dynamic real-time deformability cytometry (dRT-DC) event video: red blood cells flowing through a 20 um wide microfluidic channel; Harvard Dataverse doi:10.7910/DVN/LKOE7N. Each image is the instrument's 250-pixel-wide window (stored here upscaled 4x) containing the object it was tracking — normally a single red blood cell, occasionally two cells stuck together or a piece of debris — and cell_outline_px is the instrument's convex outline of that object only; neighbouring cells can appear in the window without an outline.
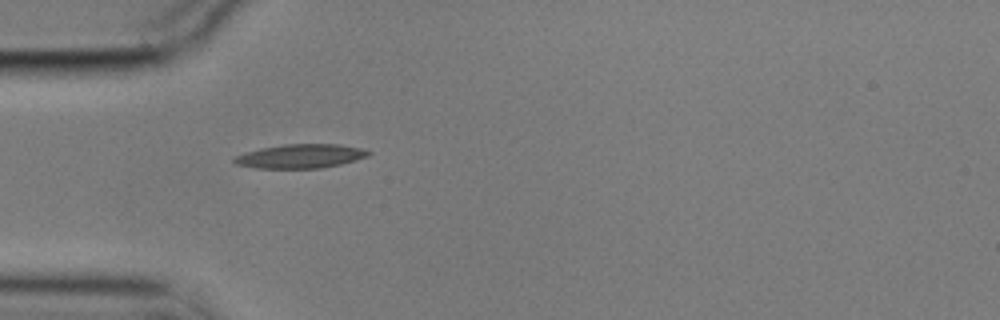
{"species": "common noctule bat (a hibernating species)", "species_latin": "Nyctalus noctula", "temperature_condition": "cold", "stored_images_in_passage": 41, "camera_frame_rate_fps": 3000, "um_per_image_px": 0.085, "animal": {"sex": "male", "body_mass_g": 17.9}, "frame": {"image": 1, "passage_image": 1, "time_ms": 0.0, "image_size_px": [1000, 320], "cell_outline_px": [[372, 152], [368, 156], [356, 160], [340, 164], [320, 168], [256, 168], [236, 164], [232, 160], [236, 156], [244, 152], [260, 148], [284, 144], [340, 144], [360, 148]], "centroid_in_image_um": [25.53, 13.27], "position_along_channel_um": 59.5, "area_um2": 18.73}}
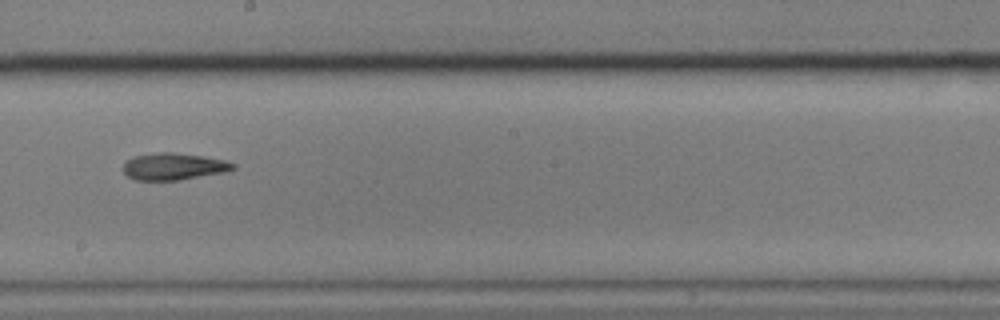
{"frame": {"image": 2, "passage_image": 16, "time_ms": 5.0, "image_size_px": [1000, 320], "cell_outline_px": [[236, 168], [224, 172], [180, 180], [136, 180], [128, 176], [124, 172], [124, 164], [128, 160], [136, 156], [160, 152], [172, 152], [200, 156], [224, 160], [236, 164]], "centroid_in_image_um": [14.78, 14.16], "position_along_channel_um": 233.4, "area_um2": 16.94}}
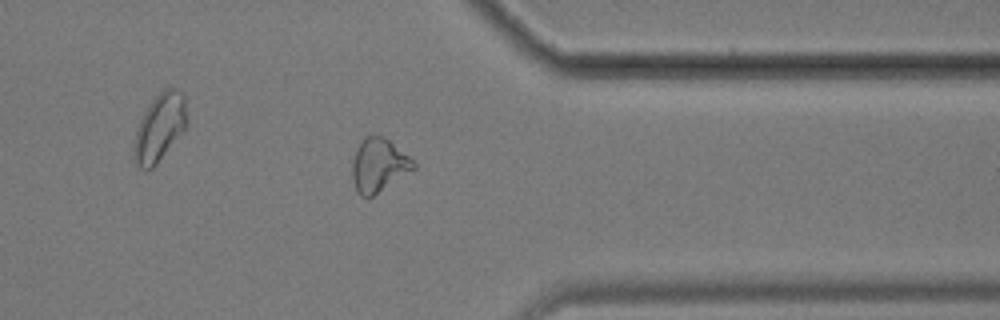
{"frame": {"image": 3, "passage_image": 29, "time_ms": 9.333, "image_size_px": [1000, 320], "cell_outline_px": [[416, 168], [372, 196], [360, 196], [356, 192], [352, 180], [352, 160], [356, 148], [364, 136], [384, 136], [408, 156], [416, 164]], "centroid_in_image_um": [32.15, 14.04], "position_along_channel_um": 379.2, "area_um2": 18.96}}